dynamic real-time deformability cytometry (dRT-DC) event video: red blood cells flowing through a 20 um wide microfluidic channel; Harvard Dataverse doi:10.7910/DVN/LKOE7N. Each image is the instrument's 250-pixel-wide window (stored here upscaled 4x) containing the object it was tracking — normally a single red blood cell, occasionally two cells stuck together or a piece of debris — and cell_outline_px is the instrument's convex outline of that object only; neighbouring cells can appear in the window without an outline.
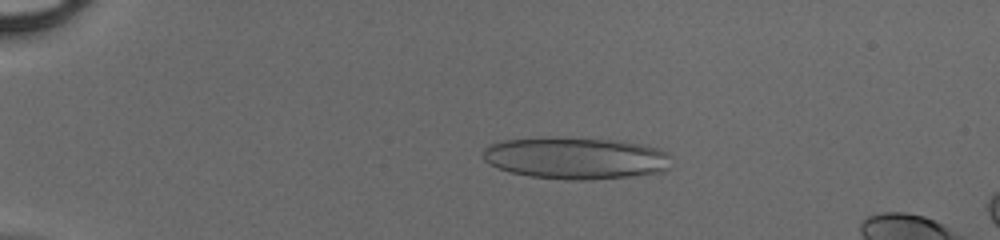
{"species": "human", "species_latin": "Homo sapiens", "temperature_condition": "cold", "stored_images_in_passage": 49, "camera_frame_rate_fps": 3000, "um_per_image_px": 0.085, "donor": {"sex": "male"}, "frame": {"image": 1, "passage_image": 11, "time_ms": 3.333, "image_size_px": [1000, 240], "cell_outline_px": [[668, 168], [664, 172], [628, 176], [588, 180], [564, 180], [532, 176], [512, 172], [488, 164], [484, 160], [484, 148], [492, 144], [504, 140], [608, 140], [640, 144], [660, 148], [668, 152]], "centroid_in_image_um": [48.99, 13.49], "position_along_channel_um": 36.0, "area_um2": 44.39}}
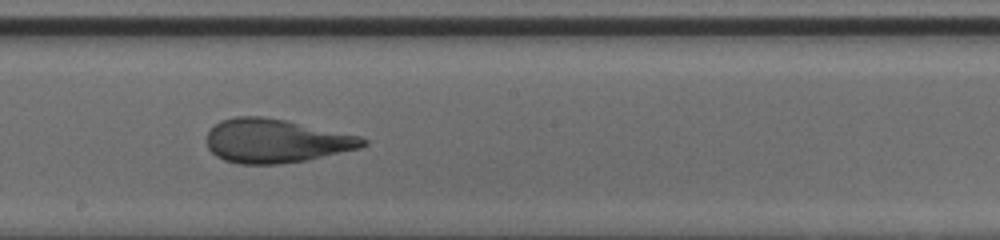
{"frame": {"image": 2, "passage_image": 29, "time_ms": 9.333, "image_size_px": [1000, 240], "cell_outline_px": [[368, 144], [360, 148], [308, 160], [280, 164], [240, 164], [224, 160], [216, 156], [208, 148], [208, 128], [220, 120], [236, 116], [264, 116], [284, 120], [360, 136], [368, 140]], "centroid_in_image_um": [23.43, 11.98], "position_along_channel_um": 224.8, "area_um2": 39.94}}
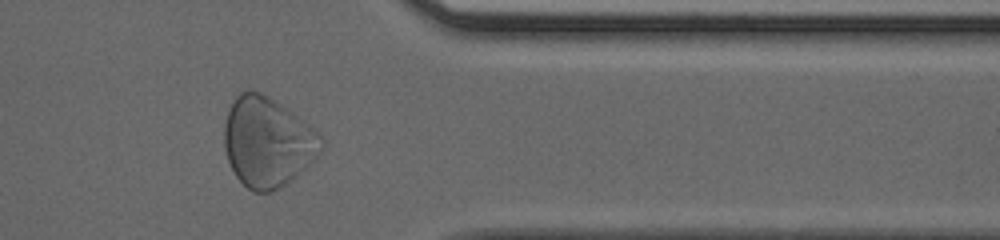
{"frame": {"image": 3, "passage_image": 41, "time_ms": 13.333, "image_size_px": [1000, 240], "cell_outline_px": [[324, 144], [320, 152], [296, 176], [280, 188], [272, 192], [252, 192], [236, 176], [228, 160], [224, 148], [224, 124], [228, 112], [236, 96], [240, 92], [260, 92], [280, 104], [292, 112], [308, 124], [320, 136]], "centroid_in_image_um": [22.71, 12.1], "position_along_channel_um": 388.7, "area_um2": 50.0}}